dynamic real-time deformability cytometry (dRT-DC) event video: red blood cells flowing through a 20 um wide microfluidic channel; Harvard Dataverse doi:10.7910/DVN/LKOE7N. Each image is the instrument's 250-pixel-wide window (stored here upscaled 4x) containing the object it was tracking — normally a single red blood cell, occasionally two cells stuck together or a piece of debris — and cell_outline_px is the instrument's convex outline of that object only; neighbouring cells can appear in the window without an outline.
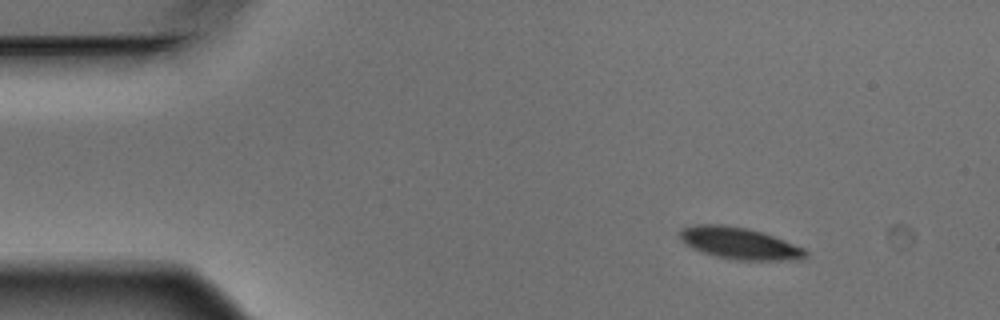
{"species": "Egyptian fruit bat (a non-hibernating species)", "species_latin": "Rousettus aegyptiacus", "temperature_condition": "warm", "stored_images_in_passage": 5, "camera_frame_rate_fps": 3000, "um_per_image_px": 0.085, "animal": {"sex": "male"}, "frame": {"image": 1, "passage_image": 2, "time_ms": 0.333, "image_size_px": [1000, 320], "cell_outline_px": [[808, 256], [804, 260], [736, 260], [712, 256], [692, 248], [684, 244], [680, 240], [680, 228], [692, 224], [724, 224], [748, 228], [764, 232], [804, 248], [808, 252]], "centroid_in_image_um": [62.84, 20.68], "position_along_channel_um": 22.2, "area_um2": 23.81}}
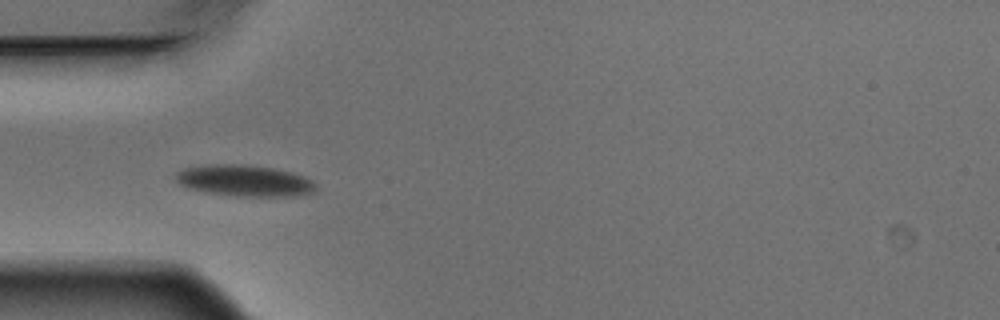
{"frame": {"image": 2, "passage_image": 4, "time_ms": 1.0, "image_size_px": [1000, 320], "cell_outline_px": [[316, 192], [300, 196], [236, 196], [204, 192], [188, 188], [180, 184], [176, 180], [176, 172], [184, 168], [212, 164], [244, 164], [272, 168], [292, 172], [304, 176], [312, 180], [316, 184]], "centroid_in_image_um": [20.82, 15.36], "position_along_channel_um": 64.2, "area_um2": 25.78}}
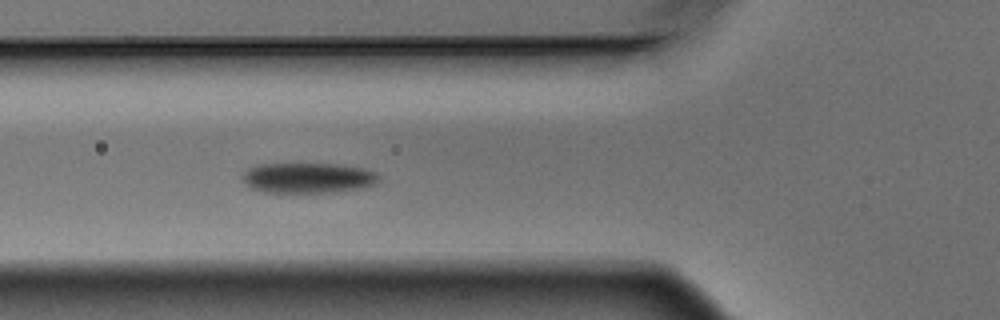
{"frame": {"image": 3, "passage_image": 5, "time_ms": 1.333, "image_size_px": [1000, 320], "cell_outline_px": [[380, 180], [376, 184], [360, 188], [336, 192], [264, 192], [252, 188], [240, 180], [240, 176], [248, 168], [256, 164], [344, 164], [364, 168], [376, 172], [380, 176]], "centroid_in_image_um": [26.18, 15.11], "position_along_channel_um": 99.6, "area_um2": 24.45}}